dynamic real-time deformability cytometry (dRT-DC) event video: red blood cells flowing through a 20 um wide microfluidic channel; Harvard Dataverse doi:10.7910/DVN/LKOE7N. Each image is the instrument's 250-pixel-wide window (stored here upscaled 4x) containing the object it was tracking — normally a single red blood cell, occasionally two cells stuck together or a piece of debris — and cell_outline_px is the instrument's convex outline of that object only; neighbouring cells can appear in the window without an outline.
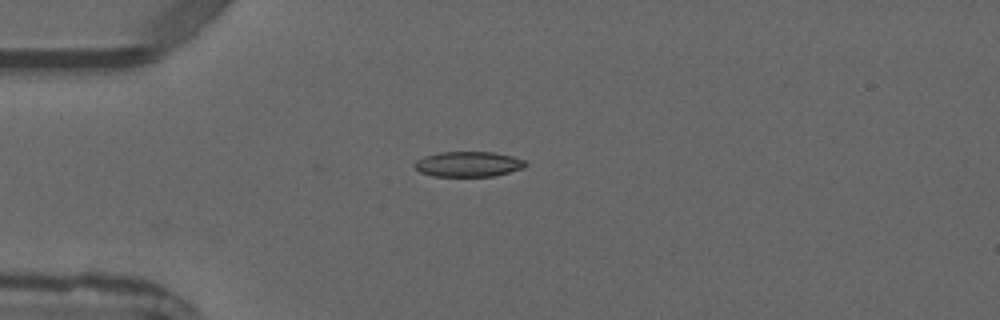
{"species": "common noctule bat (a hibernating species)", "species_latin": "Nyctalus noctula", "temperature_condition": "warm", "stored_images_in_passage": 4, "camera_frame_rate_fps": 3000, "um_per_image_px": 0.085, "animal": {"sex": "male", "forearm_length_mm": 52.5}, "frame": {"image": 1, "passage_image": 4, "time_ms": 3.333, "image_size_px": [1000, 320], "cell_outline_px": [[528, 164], [524, 168], [492, 176], [436, 176], [420, 172], [416, 168], [416, 160], [424, 156], [440, 152], [492, 152], [512, 156], [524, 160]], "centroid_in_image_um": [39.83, 13.94], "position_along_channel_um": 45.2, "area_um2": 16.13}}